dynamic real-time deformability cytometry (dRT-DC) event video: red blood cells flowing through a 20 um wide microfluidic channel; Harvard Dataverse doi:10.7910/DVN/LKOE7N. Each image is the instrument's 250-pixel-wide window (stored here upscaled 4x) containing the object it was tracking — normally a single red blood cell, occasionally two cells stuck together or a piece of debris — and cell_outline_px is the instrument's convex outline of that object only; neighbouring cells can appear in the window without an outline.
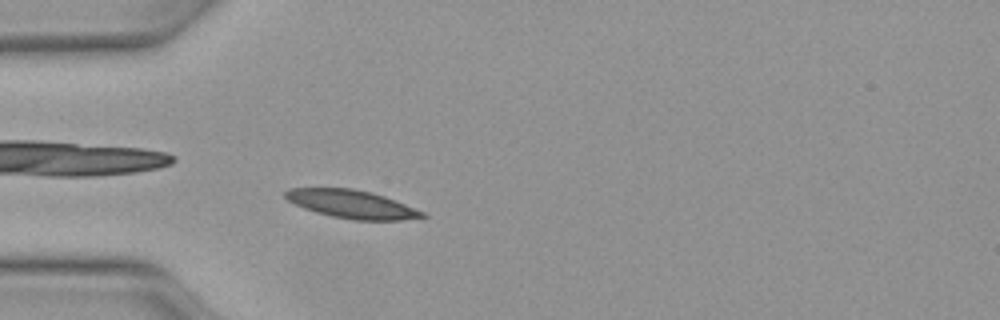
{"species": "Egyptian fruit bat (a non-hibernating species)", "species_latin": "Rousettus aegyptiacus", "temperature_condition": "warm", "stored_images_in_passage": 45, "camera_frame_rate_fps": 3000, "um_per_image_px": 0.085, "animal": {"sex": "female"}, "frame": {"image": 1, "passage_image": 10, "time_ms": 3.0, "image_size_px": [1000, 320], "cell_outline_px": [[428, 216], [400, 220], [352, 220], [332, 216], [316, 212], [304, 208], [288, 200], [284, 196], [284, 192], [288, 188], [352, 188], [372, 192], [384, 196], [424, 212]], "centroid_in_image_um": [29.88, 17.35], "position_along_channel_um": 55.1, "area_um2": 22.31}}
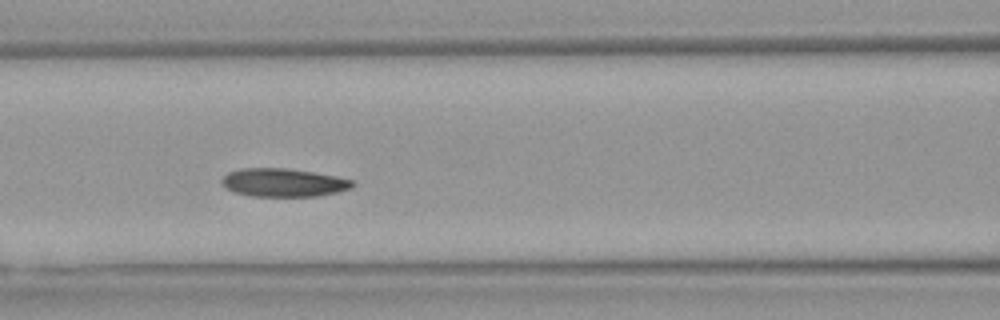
{"frame": {"image": 2, "passage_image": 17, "time_ms": 5.333, "image_size_px": [1000, 320], "cell_outline_px": [[356, 184], [352, 188], [336, 192], [316, 196], [252, 196], [236, 192], [224, 188], [220, 180], [228, 172], [240, 168], [284, 168], [312, 172], [336, 176], [352, 180]], "centroid_in_image_um": [24.07, 15.51], "position_along_channel_um": 142.5, "area_um2": 21.5}}
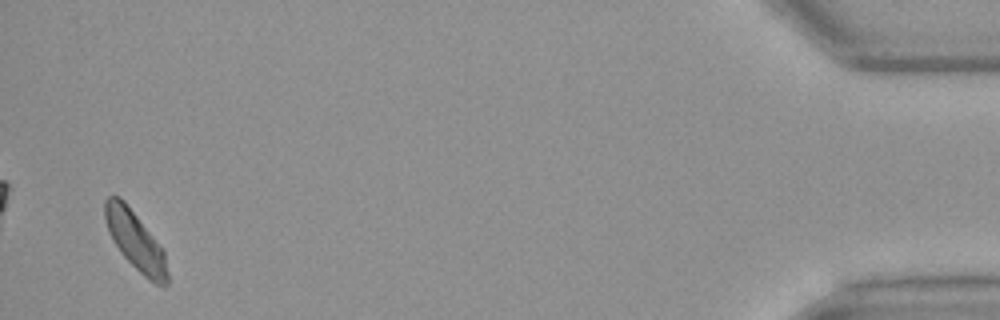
{"frame": {"image": 3, "passage_image": 44, "time_ms": 14.333, "image_size_px": [1000, 320], "cell_outline_px": [[168, 284], [156, 284], [148, 280], [120, 252], [112, 240], [108, 232], [104, 220], [104, 200], [108, 196], [120, 196], [124, 200], [152, 236], [164, 252], [168, 272]], "centroid_in_image_um": [11.46, 20.44], "position_along_channel_um": 423.7, "area_um2": 21.04}, "authors_computed_cell_mechanics": {"area_um2": 21.6172, "velocity_mm_per_s": 4.0699, "shape_relaxation_time_tau1_ms": 3.0415, "shape_relaxation_time_tau2_ms": 4.494, "deformation_change_tau1": 0.1317, "deformation_change_tau2": 0.0963}}